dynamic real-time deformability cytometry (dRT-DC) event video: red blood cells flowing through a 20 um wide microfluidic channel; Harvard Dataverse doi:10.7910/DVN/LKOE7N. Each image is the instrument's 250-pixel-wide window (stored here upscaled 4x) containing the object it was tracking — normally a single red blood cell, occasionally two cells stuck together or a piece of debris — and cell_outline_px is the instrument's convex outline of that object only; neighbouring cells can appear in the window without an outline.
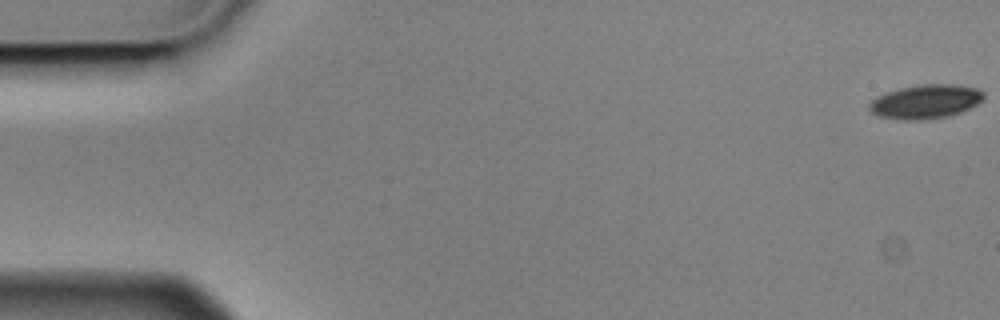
{"species": "Egyptian fruit bat (a non-hibernating species)", "species_latin": "Rousettus aegyptiacus", "temperature_condition": "cold", "stored_images_in_passage": 4, "camera_frame_rate_fps": 3000, "um_per_image_px": 0.085, "animal": {"sex": "male"}, "frame": {"image": 1, "passage_image": 1, "time_ms": 0.0, "image_size_px": [1000, 320], "cell_outline_px": [[984, 100], [960, 112], [948, 116], [928, 120], [896, 120], [876, 116], [868, 108], [868, 104], [876, 96], [900, 88], [920, 84], [956, 84], [980, 88], [984, 92]], "centroid_in_image_um": [78.67, 8.64], "position_along_channel_um": 6.3, "area_um2": 23.06}}